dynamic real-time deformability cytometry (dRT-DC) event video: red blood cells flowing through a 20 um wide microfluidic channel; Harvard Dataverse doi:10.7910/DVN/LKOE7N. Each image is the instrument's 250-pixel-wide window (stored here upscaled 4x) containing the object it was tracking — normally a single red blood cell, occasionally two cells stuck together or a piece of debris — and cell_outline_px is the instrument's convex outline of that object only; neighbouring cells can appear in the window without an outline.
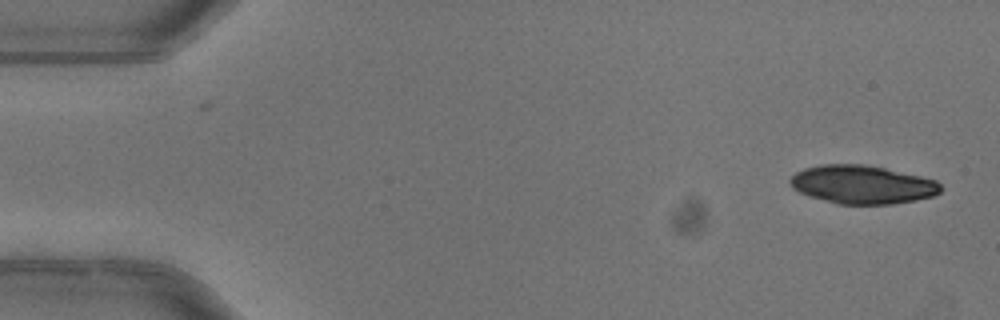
{"species": "common noctule bat (a hibernating species)", "species_latin": "Nyctalus noctula", "temperature_condition": "warm", "stored_images_in_passage": 5, "camera_frame_rate_fps": 3000, "um_per_image_px": 0.085, "animal": {"sex": "female"}, "frame": {"image": 1, "passage_image": 1, "time_ms": 0.0, "image_size_px": [1000, 320], "cell_outline_px": [[944, 188], [940, 192], [932, 196], [916, 200], [892, 204], [836, 204], [808, 196], [792, 188], [788, 180], [796, 172], [804, 168], [820, 164], [864, 164], [884, 168], [920, 176], [936, 180]], "centroid_in_image_um": [73.27, 15.69], "position_along_channel_um": 11.7, "area_um2": 33.87}}